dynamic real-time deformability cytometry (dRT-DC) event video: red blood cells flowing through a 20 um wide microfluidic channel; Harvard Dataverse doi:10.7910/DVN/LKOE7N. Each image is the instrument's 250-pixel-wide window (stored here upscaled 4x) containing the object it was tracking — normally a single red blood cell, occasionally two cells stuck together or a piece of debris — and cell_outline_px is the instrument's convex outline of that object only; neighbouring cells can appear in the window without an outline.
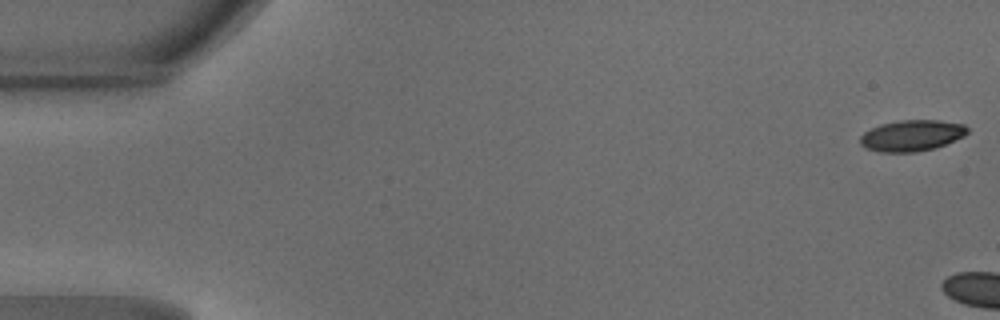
{"species": "common noctule bat (a hibernating species)", "species_latin": "Nyctalus noctula", "temperature_condition": "warm", "stored_images_in_passage": 4, "camera_frame_rate_fps": 3000, "um_per_image_px": 0.085, "animal": {"sex": "male", "body_mass_g": 18.8}, "frame": {"image": 1, "passage_image": 1, "time_ms": 0.0, "image_size_px": [1000, 320], "cell_outline_px": [[968, 132], [964, 136], [944, 144], [932, 148], [916, 152], [880, 152], [868, 148], [860, 144], [860, 136], [864, 132], [880, 124], [900, 120], [940, 120], [964, 124], [968, 128]], "centroid_in_image_um": [77.5, 11.51], "position_along_channel_um": 7.5, "area_um2": 19.31}}